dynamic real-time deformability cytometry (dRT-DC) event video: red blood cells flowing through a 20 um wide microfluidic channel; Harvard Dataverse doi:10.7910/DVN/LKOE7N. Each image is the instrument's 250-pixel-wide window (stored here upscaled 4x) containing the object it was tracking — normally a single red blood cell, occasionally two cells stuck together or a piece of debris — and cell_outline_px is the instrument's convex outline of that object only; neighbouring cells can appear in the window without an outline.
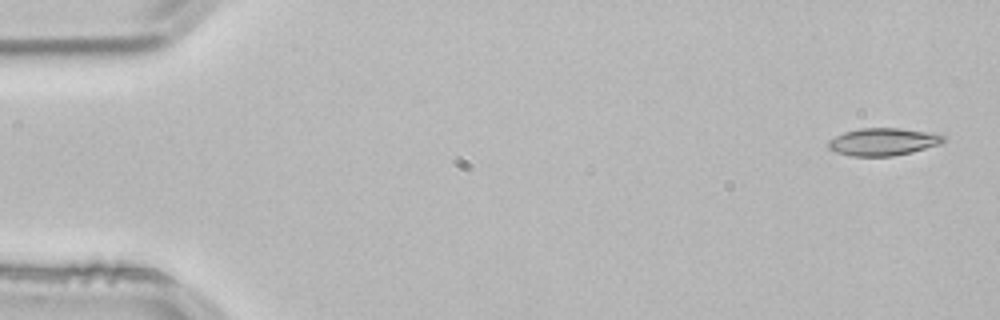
{"species": "common noctule bat (a hibernating species)", "species_latin": "Nyctalus noctula", "temperature_condition": "room temperature", "stored_images_in_passage": 53, "camera_frame_rate_fps": 3000, "um_per_image_px": 0.085, "animal": {"sex": "male", "body_mass_g": 21.5, "forearm_length_mm": 52.0}, "frame": {"image": 1, "passage_image": 2, "time_ms": 0.333, "image_size_px": [1000, 320], "cell_outline_px": [[944, 140], [940, 144], [912, 152], [892, 156], [852, 156], [836, 152], [828, 148], [828, 140], [844, 132], [860, 128], [900, 128], [924, 132], [944, 136]], "centroid_in_image_um": [75.01, 12.06], "position_along_channel_um": 10.0, "area_um2": 18.21}}
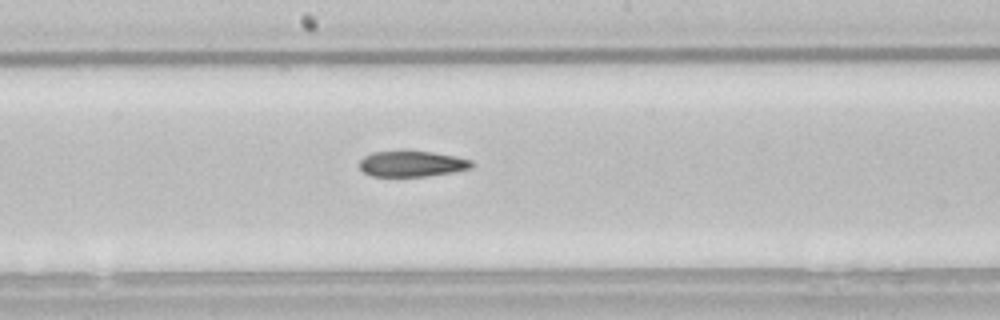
{"frame": {"image": 2, "passage_image": 28, "time_ms": 9.0, "image_size_px": [1000, 320], "cell_outline_px": [[472, 168], [452, 172], [428, 176], [372, 176], [364, 172], [360, 168], [360, 160], [364, 156], [372, 152], [404, 148], [408, 148], [456, 156], [472, 160]], "centroid_in_image_um": [34.99, 13.87], "position_along_channel_um": 213.2, "area_um2": 17.51}}
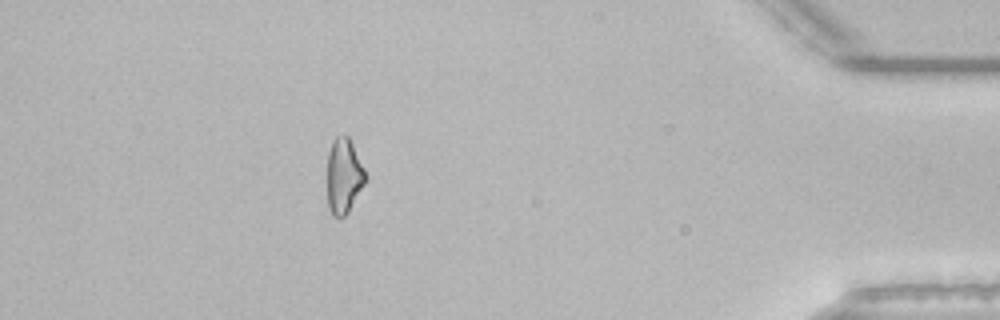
{"frame": {"image": 3, "passage_image": 47, "time_ms": 15.333, "image_size_px": [1000, 320], "cell_outline_px": [[368, 180], [348, 212], [344, 216], [332, 216], [328, 208], [328, 152], [332, 140], [336, 136], [348, 136], [368, 176]], "centroid_in_image_um": [29.24, 14.97], "position_along_channel_um": 406.0, "area_um2": 16.82}}